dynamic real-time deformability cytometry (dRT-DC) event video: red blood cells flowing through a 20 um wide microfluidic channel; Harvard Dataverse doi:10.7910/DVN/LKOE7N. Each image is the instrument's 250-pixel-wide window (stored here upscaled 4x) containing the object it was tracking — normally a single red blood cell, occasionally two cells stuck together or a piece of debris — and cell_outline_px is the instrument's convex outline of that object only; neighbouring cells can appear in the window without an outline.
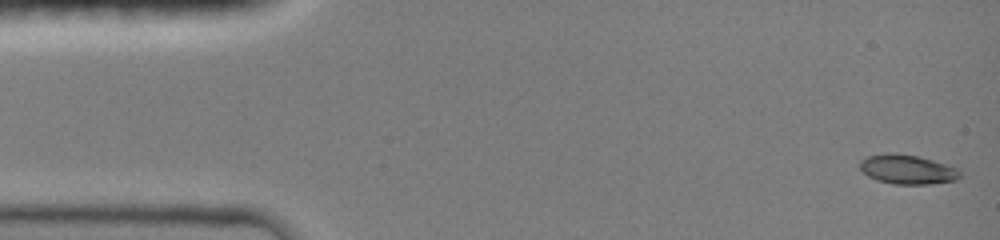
{"species": "common noctule bat (a hibernating species)", "species_latin": "Nyctalus noctula", "temperature_condition": "room temperature", "stored_images_in_passage": 56, "camera_frame_rate_fps": 3000, "um_per_image_px": 0.085, "animal": {"sex": "female", "body_mass_g": 19.0, "forearm_length_mm": 51.5}, "frame": {"image": 1, "passage_image": 1, "time_ms": 0.0, "image_size_px": [1000, 240], "cell_outline_px": [[960, 176], [956, 180], [928, 184], [896, 184], [880, 180], [868, 176], [860, 168], [860, 160], [868, 156], [916, 156], [932, 160], [956, 168], [960, 172]], "centroid_in_image_um": [77.17, 14.45], "position_along_channel_um": 7.8, "area_um2": 16.07}}
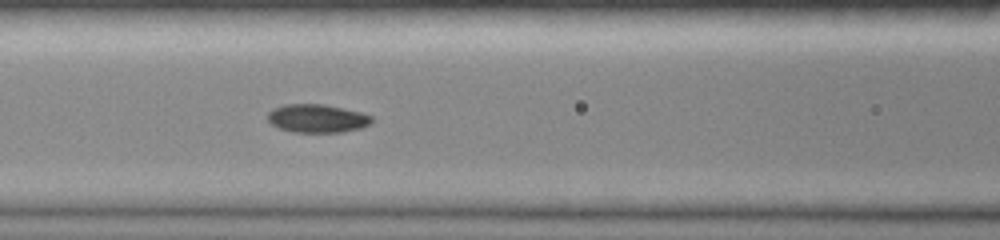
{"frame": {"image": 2, "passage_image": 31, "time_ms": 6.0, "image_size_px": [1000, 240], "cell_outline_px": [[372, 120], [368, 124], [360, 128], [340, 132], [296, 132], [280, 128], [272, 124], [268, 120], [268, 112], [284, 104], [324, 104], [360, 112], [372, 116]], "centroid_in_image_um": [26.95, 10.06], "position_along_channel_um": 139.6, "area_um2": 16.88}}
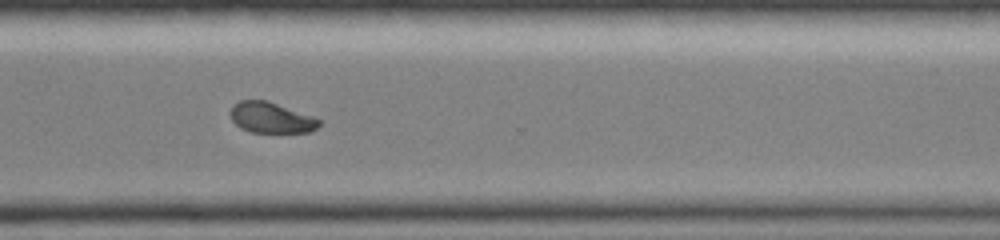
{"frame": {"image": 3, "passage_image": 55, "time_ms": 11.0, "image_size_px": [1000, 240], "cell_outline_px": [[320, 124], [316, 128], [308, 132], [252, 132], [240, 128], [232, 120], [232, 104], [240, 100], [268, 100], [316, 116], [320, 120]], "centroid_in_image_um": [23.08, 9.98], "position_along_channel_um": 347.5, "area_um2": 16.01}}